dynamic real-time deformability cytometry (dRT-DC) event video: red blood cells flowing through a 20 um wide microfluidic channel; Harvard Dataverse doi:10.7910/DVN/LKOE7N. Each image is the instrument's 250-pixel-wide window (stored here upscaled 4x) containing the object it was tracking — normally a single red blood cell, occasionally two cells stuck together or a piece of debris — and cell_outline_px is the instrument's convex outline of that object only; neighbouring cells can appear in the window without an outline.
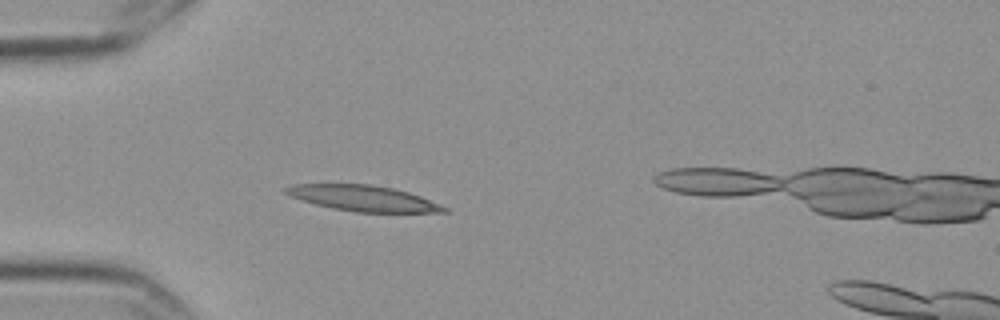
{"species": "Egyptian fruit bat (a non-hibernating species)", "species_latin": "Rousettus aegyptiacus", "temperature_condition": "cold", "stored_images_in_passage": 5, "camera_frame_rate_fps": 3000, "um_per_image_px": 0.085, "frame": {"image": 1, "passage_image": 4, "time_ms": 1.0, "image_size_px": [1000, 320], "cell_outline_px": [[448, 212], [356, 212], [332, 208], [316, 204], [292, 196], [284, 192], [284, 188], [292, 184], [372, 184], [392, 188], [408, 192], [420, 196], [440, 204], [448, 208]], "centroid_in_image_um": [30.89, 16.85], "position_along_channel_um": 54.1, "area_um2": 23.47}}